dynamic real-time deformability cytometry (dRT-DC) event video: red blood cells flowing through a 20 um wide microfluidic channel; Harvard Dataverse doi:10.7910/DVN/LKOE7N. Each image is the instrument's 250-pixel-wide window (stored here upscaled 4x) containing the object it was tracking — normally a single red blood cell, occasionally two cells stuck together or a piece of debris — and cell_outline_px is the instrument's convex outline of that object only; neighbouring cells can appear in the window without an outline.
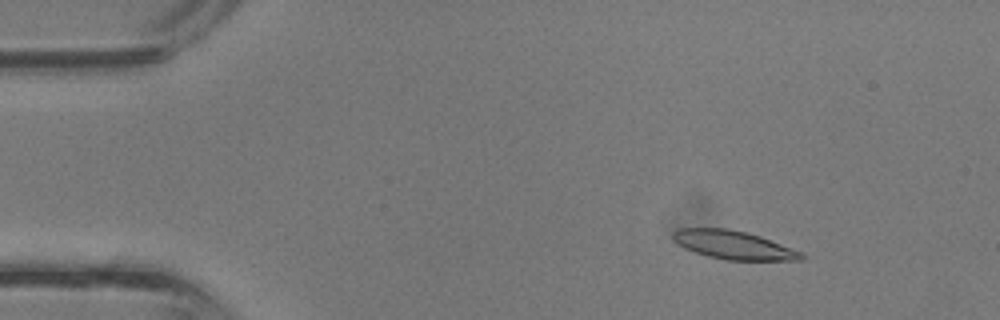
{"species": "common noctule bat (a hibernating species)", "species_latin": "Nyctalus noctula", "temperature_condition": "room temperature", "stored_images_in_passage": 16, "camera_frame_rate_fps": 3000, "um_per_image_px": 0.085, "animal": {"sex": "male", "body_mass_g": 13.3}, "frame": {"image": 1, "passage_image": 2, "time_ms": 0.333, "image_size_px": [1000, 320], "cell_outline_px": [[804, 260], [724, 260], [708, 256], [684, 248], [672, 240], [672, 232], [676, 228], [728, 228], [760, 236], [800, 252], [804, 256]], "centroid_in_image_um": [62.27, 20.82], "position_along_channel_um": 22.7, "area_um2": 21.15}}
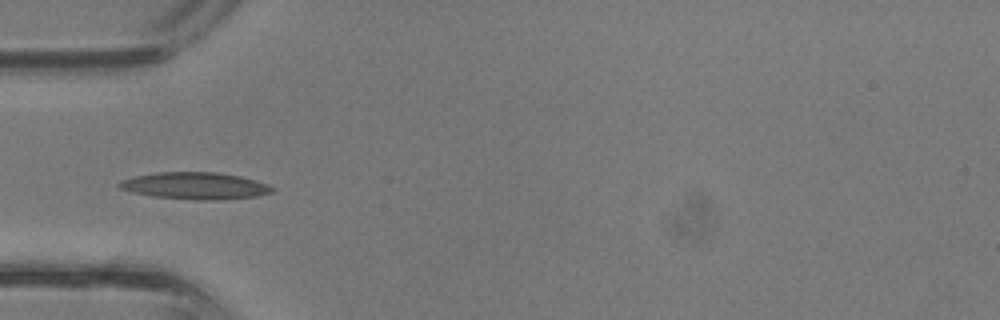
{"frame": {"image": 2, "passage_image": 9, "time_ms": 2.667, "image_size_px": [1000, 320], "cell_outline_px": [[276, 188], [272, 192], [256, 196], [216, 200], [196, 200], [152, 196], [120, 188], [116, 184], [120, 180], [132, 176], [156, 172], [216, 172], [240, 176], [256, 180], [268, 184]], "centroid_in_image_um": [16.59, 15.78], "position_along_channel_um": 68.4, "area_um2": 24.04}}
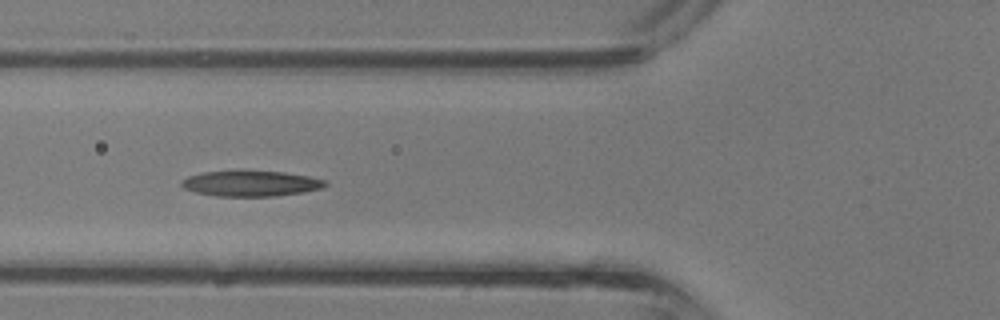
{"frame": {"image": 3, "passage_image": 11, "time_ms": 3.333, "image_size_px": [1000, 320], "cell_outline_px": [[328, 184], [320, 188], [304, 192], [276, 196], [216, 196], [196, 192], [184, 188], [180, 184], [180, 180], [188, 176], [204, 172], [284, 172], [308, 176], [324, 180]], "centroid_in_image_um": [21.3, 15.61], "position_along_channel_um": 104.5, "area_um2": 20.98}}